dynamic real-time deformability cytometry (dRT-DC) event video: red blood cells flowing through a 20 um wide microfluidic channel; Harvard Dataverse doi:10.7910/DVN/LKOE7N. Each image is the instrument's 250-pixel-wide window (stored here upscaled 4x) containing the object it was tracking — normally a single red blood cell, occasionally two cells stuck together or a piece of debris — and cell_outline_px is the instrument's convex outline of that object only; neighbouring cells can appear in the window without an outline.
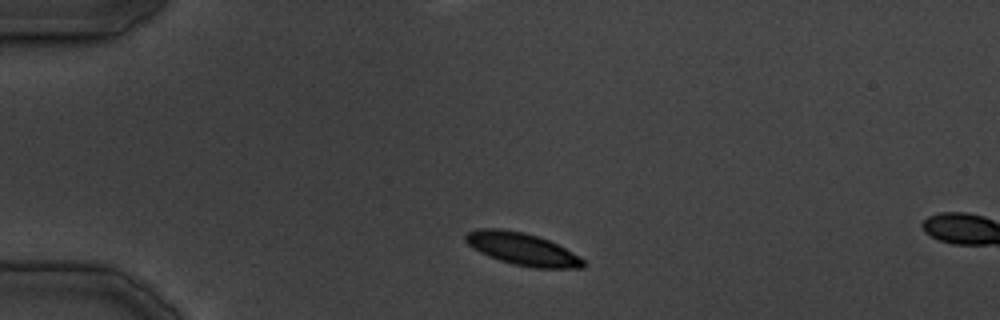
{"species": "common noctule bat (a hibernating species)", "species_latin": "Nyctalus noctula", "temperature_condition": "cold", "stored_images_in_passage": 2, "camera_frame_rate_fps": 3000, "um_per_image_px": 0.085, "animal": {"sex": "male", "body_mass_g": 19.5, "forearm_length_mm": 54.6}, "frame": {"image": 1, "passage_image": 1, "time_ms": 0.0, "image_size_px": [1000, 320], "cell_outline_px": [[588, 264], [584, 268], [532, 268], [512, 264], [488, 256], [480, 252], [468, 244], [464, 240], [464, 236], [468, 232], [476, 228], [500, 228], [524, 232], [548, 240], [580, 256]], "centroid_in_image_um": [44.4, 21.17], "position_along_channel_um": 40.6, "area_um2": 22.31}}